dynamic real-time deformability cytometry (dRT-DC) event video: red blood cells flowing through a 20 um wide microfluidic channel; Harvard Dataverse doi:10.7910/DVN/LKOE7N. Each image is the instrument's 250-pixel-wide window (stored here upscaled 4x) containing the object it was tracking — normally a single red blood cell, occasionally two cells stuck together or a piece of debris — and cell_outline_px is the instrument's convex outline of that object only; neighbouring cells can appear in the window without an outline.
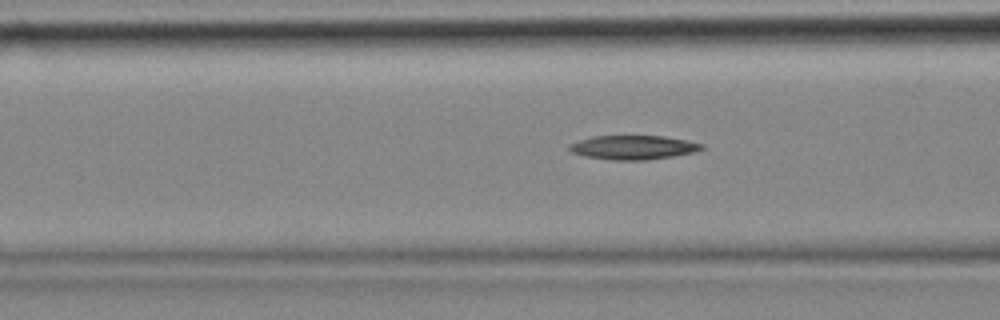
{"species": "common noctule bat (a hibernating species)", "species_latin": "Nyctalus noctula", "temperature_condition": "cold", "stored_images_in_passage": 40, "camera_frame_rate_fps": 3000, "um_per_image_px": 0.085, "animal": {"sex": "female", "body_mass_g": 18.4}, "frame": {"image": 1, "passage_image": 16, "time_ms": 5.0, "image_size_px": [1000, 320], "cell_outline_px": [[704, 148], [692, 152], [672, 156], [644, 160], [612, 160], [588, 156], [572, 152], [568, 148], [568, 144], [592, 136], [664, 136], [704, 144]], "centroid_in_image_um": [53.8, 12.52], "position_along_channel_um": 112.8, "area_um2": 18.26}}
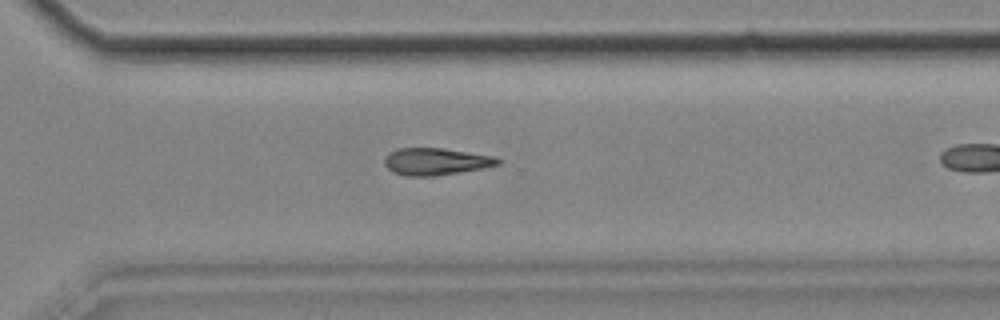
{"frame": {"image": 2, "passage_image": 35, "time_ms": 11.333, "image_size_px": [1000, 320], "cell_outline_px": [[500, 164], [484, 168], [432, 176], [404, 176], [392, 172], [384, 164], [384, 156], [388, 152], [396, 148], [440, 148], [492, 156], [500, 160]], "centroid_in_image_um": [36.96, 13.73], "position_along_channel_um": 333.6, "area_um2": 17.8}}
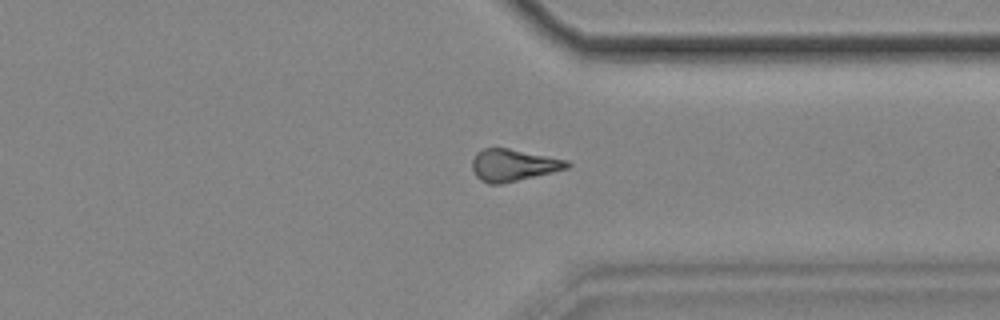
{"frame": {"image": 3, "passage_image": 38, "time_ms": 12.333, "image_size_px": [1000, 320], "cell_outline_px": [[572, 164], [568, 168], [552, 172], [500, 184], [488, 184], [480, 180], [476, 176], [472, 168], [472, 160], [476, 152], [484, 148], [508, 148], [568, 160]], "centroid_in_image_um": [43.61, 14.03], "position_along_channel_um": 367.8, "area_um2": 17.63}}